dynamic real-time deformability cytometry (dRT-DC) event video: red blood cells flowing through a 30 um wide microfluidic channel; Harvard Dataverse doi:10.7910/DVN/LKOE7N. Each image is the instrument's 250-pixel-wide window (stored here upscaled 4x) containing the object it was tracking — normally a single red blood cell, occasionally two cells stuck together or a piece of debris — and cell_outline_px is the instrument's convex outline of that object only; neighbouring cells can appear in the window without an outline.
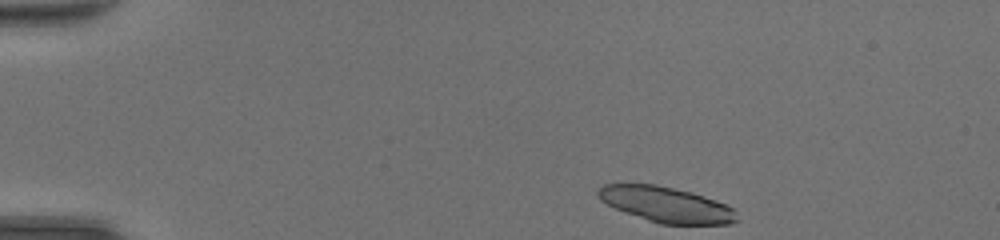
{"species": "common noctule bat (a hibernating species)", "species_latin": "Nyctalus noctula", "temperature_condition": "room temperature", "stored_images_in_passage": 40, "segment_of_instrument_passage": [1, 2], "camera_frame_rate_fps": 3000, "um_per_image_px": 0.085, "animal": {"sex": "female", "body_mass_g": 20.0, "forearm_length_mm": 54.0}, "frame": {"image": 1, "passage_image": 1, "time_ms": 0.0, "image_size_px": [1000, 240], "cell_outline_px": [[740, 220], [732, 224], [660, 224], [648, 220], [616, 208], [600, 200], [596, 196], [596, 192], [604, 184], [656, 184], [692, 192], [716, 200], [732, 208], [736, 212]], "centroid_in_image_um": [56.66, 17.39], "position_along_channel_um": 28.3, "area_um2": 28.61}}